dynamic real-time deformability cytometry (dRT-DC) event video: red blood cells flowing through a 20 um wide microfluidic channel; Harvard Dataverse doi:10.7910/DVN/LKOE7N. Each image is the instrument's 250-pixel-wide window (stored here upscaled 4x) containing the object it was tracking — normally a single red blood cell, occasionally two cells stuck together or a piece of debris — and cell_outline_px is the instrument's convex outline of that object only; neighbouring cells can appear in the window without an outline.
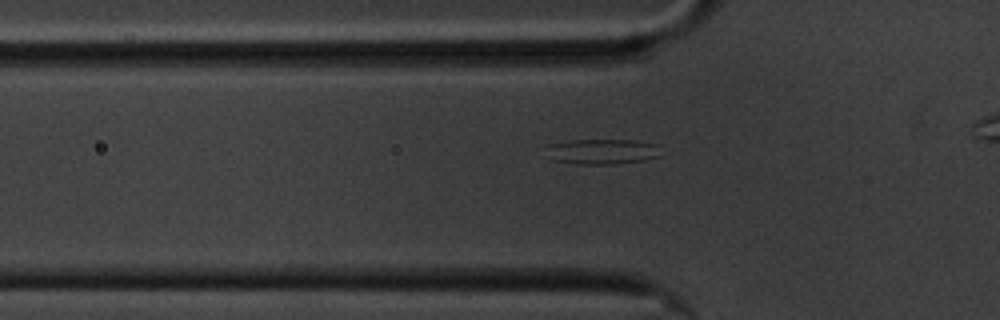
{"species": "common noctule bat (a hibernating species)", "species_latin": "Nyctalus noctula", "temperature_condition": "cold", "stored_images_in_passage": 42, "segment_of_instrument_passage": [1, 2], "camera_frame_rate_fps": 3000, "um_per_image_px": 0.085, "animal": {"sex": "male", "body_mass_g": 20.1, "forearm_length_mm": 53.5}, "frame": {"image": 1, "passage_image": 12, "time_ms": 3.667, "image_size_px": [1000, 320], "cell_outline_px": [[660, 156], [644, 160], [612, 164], [576, 164], [552, 160], [548, 144], [572, 140], [636, 140], [660, 144]], "centroid_in_image_um": [51.27, 12.87], "position_along_channel_um": 74.5, "area_um2": 16.88}}
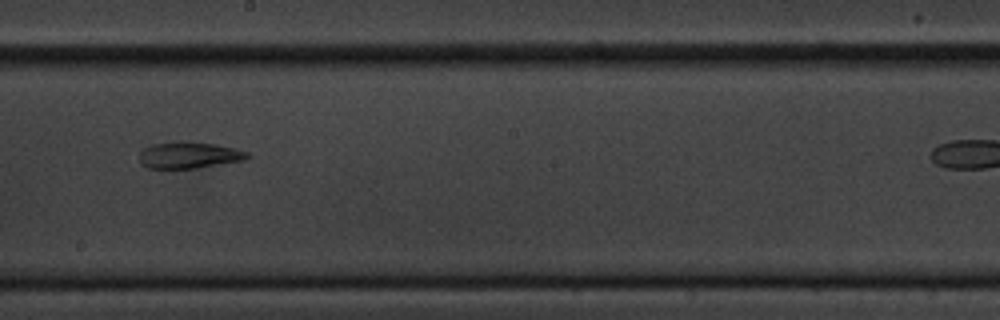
{"frame": {"image": 2, "passage_image": 26, "time_ms": 8.333, "image_size_px": [1000, 320], "cell_outline_px": [[252, 156], [244, 160], [192, 168], [148, 168], [140, 164], [140, 152], [144, 148], [152, 144], [172, 140], [180, 140], [216, 144], [236, 148], [248, 152]], "centroid_in_image_um": [16.05, 13.16], "position_along_channel_um": 232.1, "area_um2": 16.88}}
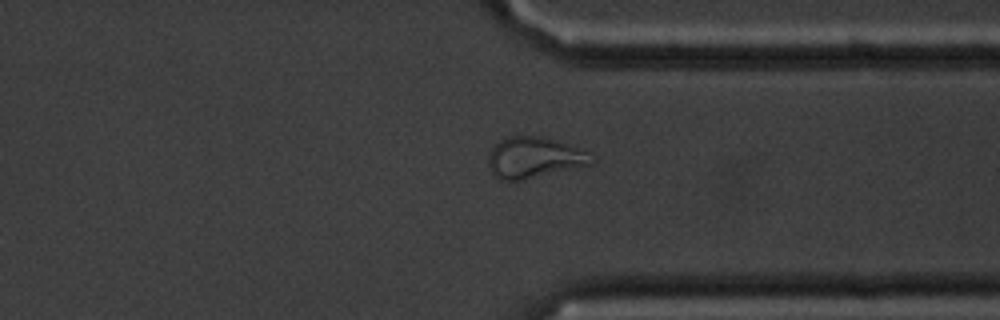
{"frame": {"image": 3, "passage_image": 38, "time_ms": 12.333, "image_size_px": [1000, 320], "cell_outline_px": [[596, 160], [592, 164], [524, 180], [500, 180], [492, 172], [488, 164], [488, 156], [492, 148], [500, 140], [508, 136], [544, 136], [556, 140], [588, 152]], "centroid_in_image_um": [45.41, 13.4], "position_along_channel_um": 366.0, "area_um2": 24.62}}